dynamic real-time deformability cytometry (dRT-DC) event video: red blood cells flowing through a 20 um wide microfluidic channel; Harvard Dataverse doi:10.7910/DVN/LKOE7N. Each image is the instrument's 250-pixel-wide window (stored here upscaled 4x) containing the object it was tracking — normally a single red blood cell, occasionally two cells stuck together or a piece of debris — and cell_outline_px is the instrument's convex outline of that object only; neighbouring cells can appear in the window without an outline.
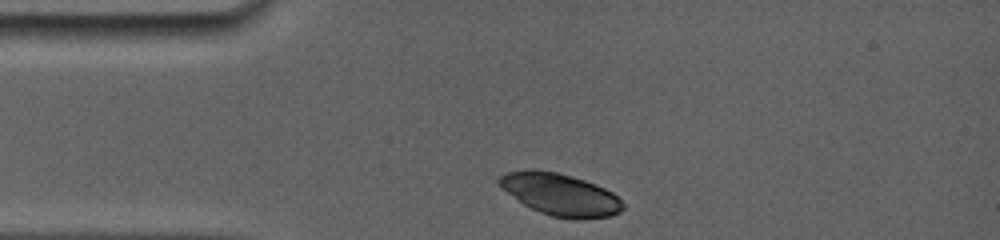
{"species": "common noctule bat (a hibernating species)", "species_latin": "Nyctalus noctula", "temperature_condition": "room temperature", "stored_images_in_passage": 3, "camera_frame_rate_fps": 5000, "um_per_image_px": 0.085, "animal": {"sex": "female", "body_mass_g": 19.0, "forearm_length_mm": 56.7}, "frame": {"image": 1, "passage_image": 1, "time_ms": 0.0, "image_size_px": [1000, 240], "cell_outline_px": [[624, 208], [620, 212], [612, 216], [580, 220], [552, 216], [532, 208], [524, 204], [500, 188], [496, 184], [496, 180], [500, 176], [508, 172], [532, 168], [556, 172], [572, 176], [596, 184], [612, 192], [624, 204]], "centroid_in_image_um": [47.61, 16.52], "position_along_channel_um": 37.4, "area_um2": 30.46}}